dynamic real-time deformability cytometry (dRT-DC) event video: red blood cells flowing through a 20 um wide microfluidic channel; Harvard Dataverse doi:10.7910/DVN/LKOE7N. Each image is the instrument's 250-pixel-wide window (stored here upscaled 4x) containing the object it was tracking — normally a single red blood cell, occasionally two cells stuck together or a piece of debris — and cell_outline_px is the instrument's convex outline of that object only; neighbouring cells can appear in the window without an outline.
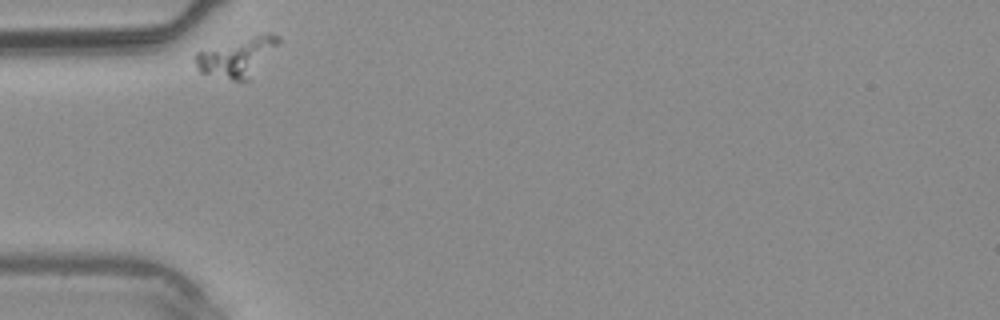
{"species": "common noctule bat (a hibernating species)", "species_latin": "Nyctalus noctula", "temperature_condition": "warm", "stored_images_in_passage": 1, "camera_frame_rate_fps": 3000, "um_per_image_px": 0.085, "animal": {"sex": "male", "body_mass_g": 20.4}, "frame": {"image": 1, "passage_image": 1, "time_ms": 0.0, "image_size_px": [1000, 320], "cell_outline_px": [[280, 40], [248, 80], [232, 80], [200, 72], [196, 64], [196, 52], [252, 36], [268, 32], [272, 32], [280, 36]], "centroid_in_image_um": [20.15, 4.83], "position_along_channel_um": 64.8, "area_um2": 18.03}}